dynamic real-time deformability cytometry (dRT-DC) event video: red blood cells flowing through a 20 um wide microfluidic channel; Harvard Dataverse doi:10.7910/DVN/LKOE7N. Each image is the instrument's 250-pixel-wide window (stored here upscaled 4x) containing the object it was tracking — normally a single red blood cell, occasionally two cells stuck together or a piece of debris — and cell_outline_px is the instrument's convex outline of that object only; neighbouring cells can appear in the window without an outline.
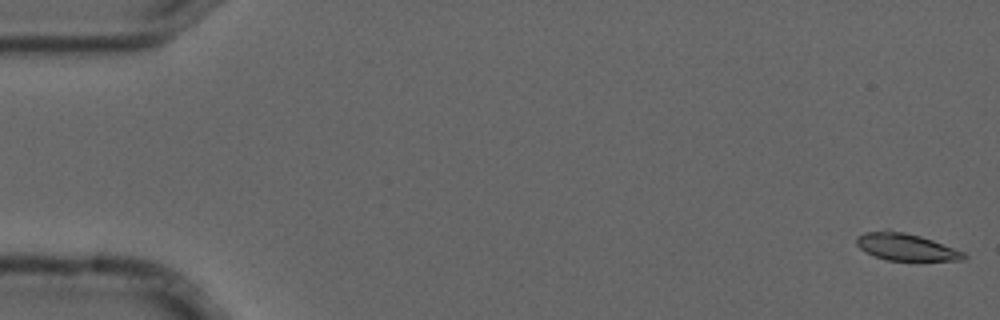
{"species": "common noctule bat (a hibernating species)", "species_latin": "Nyctalus noctula", "temperature_condition": "cold", "stored_images_in_passage": 7, "camera_frame_rate_fps": 3000, "um_per_image_px": 0.085, "animal": {"sex": "male", "forearm_length_mm": 52.5}, "frame": {"image": 1, "passage_image": 1, "time_ms": 0.0, "image_size_px": [1000, 320], "cell_outline_px": [[968, 256], [964, 260], [888, 260], [864, 252], [856, 244], [856, 236], [864, 232], [884, 228], [888, 228], [920, 236], [932, 240], [964, 252]], "centroid_in_image_um": [76.94, 20.96], "position_along_channel_um": 8.1, "area_um2": 17.11}}
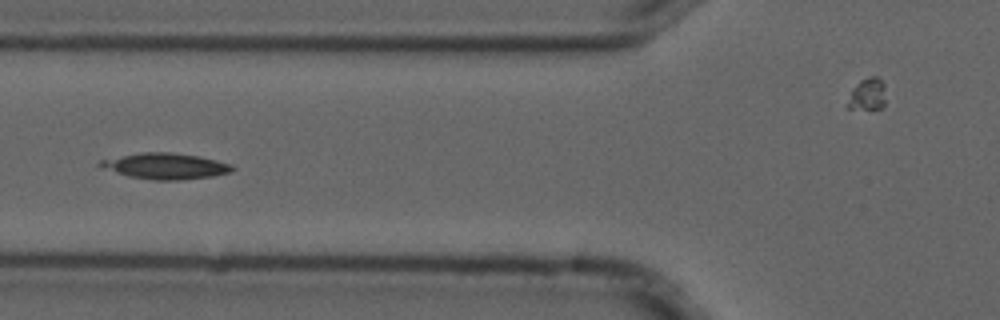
{"frame": {"image": 2, "passage_image": 6, "time_ms": 1.667, "image_size_px": [1000, 320], "cell_outline_px": [[236, 168], [232, 172], [212, 176], [180, 180], [152, 180], [128, 176], [100, 168], [96, 164], [100, 160], [140, 152], [172, 152], [196, 156], [216, 160], [232, 164]], "centroid_in_image_um": [14.04, 14.12], "position_along_channel_um": 111.8, "area_um2": 20.11}}